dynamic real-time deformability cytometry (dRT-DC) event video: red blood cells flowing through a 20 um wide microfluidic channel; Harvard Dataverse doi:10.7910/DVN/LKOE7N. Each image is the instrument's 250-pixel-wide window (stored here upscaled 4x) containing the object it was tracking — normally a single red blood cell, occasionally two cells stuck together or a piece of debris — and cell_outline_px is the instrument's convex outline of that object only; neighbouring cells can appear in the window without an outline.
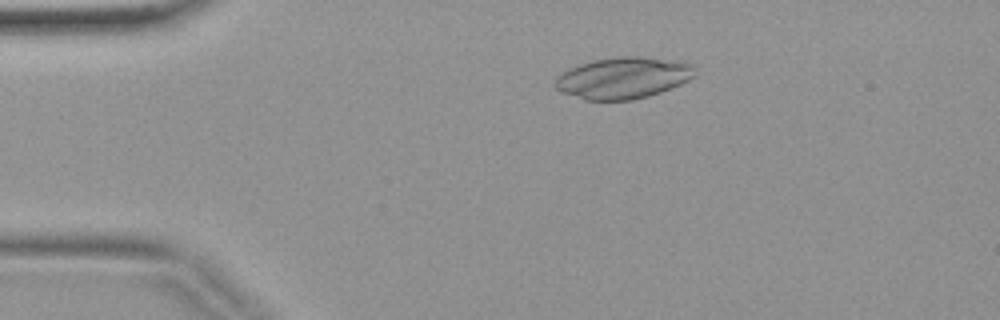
{"species": "common noctule bat (a hibernating species)", "species_latin": "Nyctalus noctula", "temperature_condition": "warm", "stored_images_in_passage": 2, "camera_frame_rate_fps": 3000, "um_per_image_px": 0.085, "animal": {"sex": "female", "body_mass_g": 19.9}, "frame": {"image": 1, "passage_image": 1, "time_ms": 0.0, "image_size_px": [1000, 320], "cell_outline_px": [[696, 76], [680, 84], [660, 92], [648, 96], [632, 100], [584, 100], [560, 92], [552, 84], [556, 76], [568, 68], [592, 60], [620, 56], [640, 56], [680, 60], [692, 64], [696, 72]], "centroid_in_image_um": [52.95, 6.61], "position_along_channel_um": 32.1, "area_um2": 34.28}}